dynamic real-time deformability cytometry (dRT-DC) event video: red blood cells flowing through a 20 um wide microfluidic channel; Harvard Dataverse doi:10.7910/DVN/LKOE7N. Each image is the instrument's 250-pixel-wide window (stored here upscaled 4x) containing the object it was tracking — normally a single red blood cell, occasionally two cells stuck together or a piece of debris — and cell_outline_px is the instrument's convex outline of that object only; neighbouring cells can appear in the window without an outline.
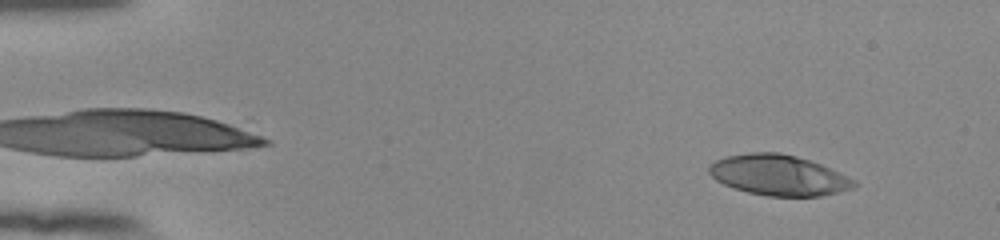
{"species": "human", "species_latin": "Homo sapiens", "temperature_condition": "room temperature", "stored_images_in_passage": 53, "camera_frame_rate_fps": 3000, "um_per_image_px": 0.085, "donor": {"sex": "female"}, "frame": {"image": 1, "passage_image": 5, "time_ms": 1.333, "image_size_px": [1000, 240], "cell_outline_px": [[856, 184], [852, 188], [840, 192], [820, 196], [768, 196], [748, 192], [732, 188], [716, 180], [708, 172], [708, 164], [716, 160], [728, 156], [748, 152], [780, 152], [796, 156], [820, 164], [856, 180]], "centroid_in_image_um": [66.15, 14.89], "position_along_channel_um": 18.8, "area_um2": 34.22}}
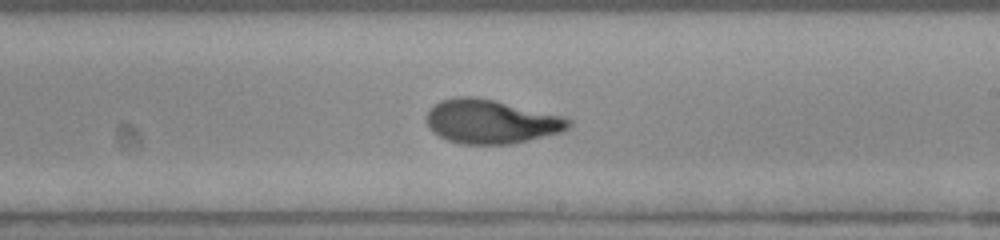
{"frame": {"image": 2, "passage_image": 32, "time_ms": 10.333, "image_size_px": [1000, 240], "cell_outline_px": [[572, 124], [568, 128], [560, 132], [512, 144], [460, 144], [448, 140], [432, 132], [428, 128], [424, 120], [424, 116], [428, 108], [440, 100], [456, 96], [476, 96], [564, 116], [572, 120]], "centroid_in_image_um": [41.67, 10.32], "position_along_channel_um": 247.3, "area_um2": 36.82}}
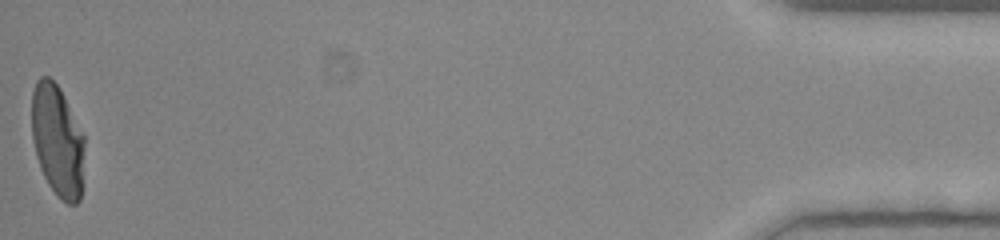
{"frame": {"image": 3, "passage_image": 53, "time_ms": 17.333, "image_size_px": [1000, 240], "cell_outline_px": [[84, 144], [80, 200], [76, 204], [68, 204], [56, 196], [48, 184], [40, 168], [36, 156], [32, 140], [32, 92], [36, 80], [40, 76], [48, 76], [60, 88], [84, 132]], "centroid_in_image_um": [4.88, 11.93], "position_along_channel_um": 430.3, "area_um2": 34.74}, "authors_computed_cell_mechanics": {"area_um2": 35.0268, "velocity_mm_per_s": 3.8764, "shape_relaxation_time_tau1_ms": 7.2232, "shape_relaxation_time_tau2_ms": 1.1773, "deformation_change_tau1": 0.2846, "deformation_change_tau2": 0.0715}}